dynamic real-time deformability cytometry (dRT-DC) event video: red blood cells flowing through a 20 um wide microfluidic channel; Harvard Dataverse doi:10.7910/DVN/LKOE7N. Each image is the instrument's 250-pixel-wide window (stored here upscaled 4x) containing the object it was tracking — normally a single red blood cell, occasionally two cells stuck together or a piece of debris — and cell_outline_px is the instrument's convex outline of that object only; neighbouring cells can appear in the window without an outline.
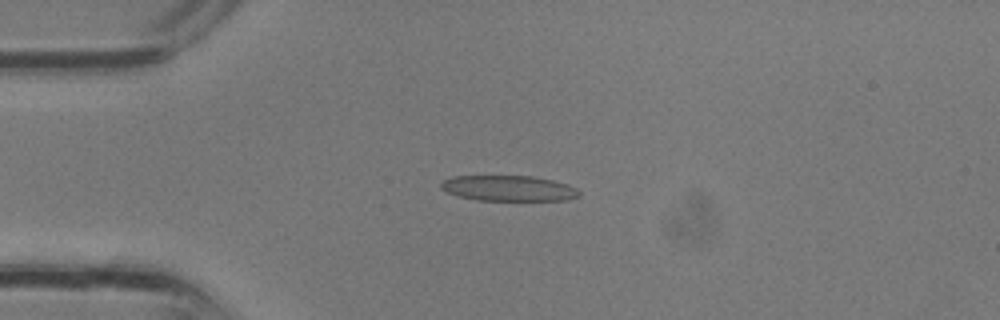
{"species": "common noctule bat (a hibernating species)", "species_latin": "Nyctalus noctula", "temperature_condition": "room temperature", "stored_images_in_passage": 5, "camera_frame_rate_fps": 3000, "um_per_image_px": 0.085, "animal": {"sex": "male", "body_mass_g": 13.3}, "frame": {"image": 1, "passage_image": 1, "time_ms": 0.0, "image_size_px": [1000, 320], "cell_outline_px": [[580, 196], [568, 200], [476, 200], [460, 196], [448, 192], [440, 188], [440, 184], [444, 180], [452, 176], [532, 176], [552, 180], [568, 184], [576, 188], [580, 192]], "centroid_in_image_um": [43.25, 16.0], "position_along_channel_um": 41.7, "area_um2": 20.52}}
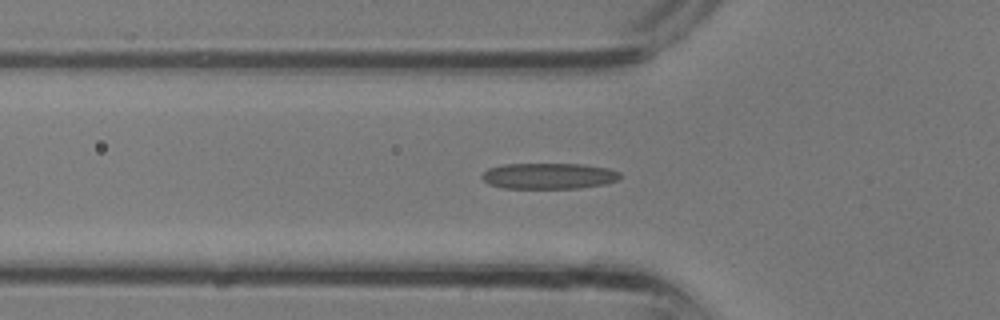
{"frame": {"image": 2, "passage_image": 4, "time_ms": 1.0, "image_size_px": [1000, 320], "cell_outline_px": [[620, 180], [604, 184], [580, 188], [504, 188], [488, 184], [480, 176], [488, 168], [504, 164], [584, 164], [608, 168], [620, 172]], "centroid_in_image_um": [46.66, 14.95], "position_along_channel_um": 79.1, "area_um2": 20.98}}